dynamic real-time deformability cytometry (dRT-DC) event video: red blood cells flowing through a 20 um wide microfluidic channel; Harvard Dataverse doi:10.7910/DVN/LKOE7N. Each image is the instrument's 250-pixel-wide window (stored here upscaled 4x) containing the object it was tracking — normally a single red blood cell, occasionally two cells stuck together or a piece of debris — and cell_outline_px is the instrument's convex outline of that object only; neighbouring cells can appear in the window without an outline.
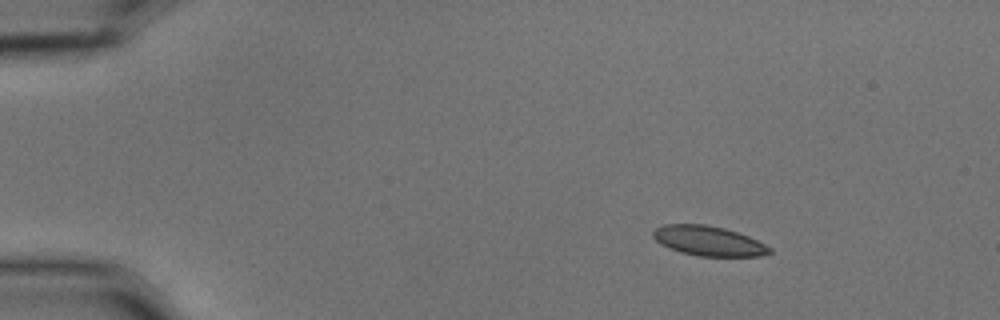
{"species": "common noctule bat (a hibernating species)", "species_latin": "Nyctalus noctula", "temperature_condition": "cold", "stored_images_in_passage": 5, "camera_frame_rate_fps": 3000, "um_per_image_px": 0.085, "animal": {"sex": "male", "body_mass_g": 15.6}, "frame": {"image": 1, "passage_image": 2, "time_ms": 0.333, "image_size_px": [1000, 320], "cell_outline_px": [[772, 252], [760, 256], [696, 256], [680, 252], [668, 248], [660, 244], [652, 236], [652, 232], [656, 228], [664, 224], [704, 224], [724, 228], [748, 236], [772, 248]], "centroid_in_image_um": [60.19, 20.48], "position_along_channel_um": 24.8, "area_um2": 20.23}}
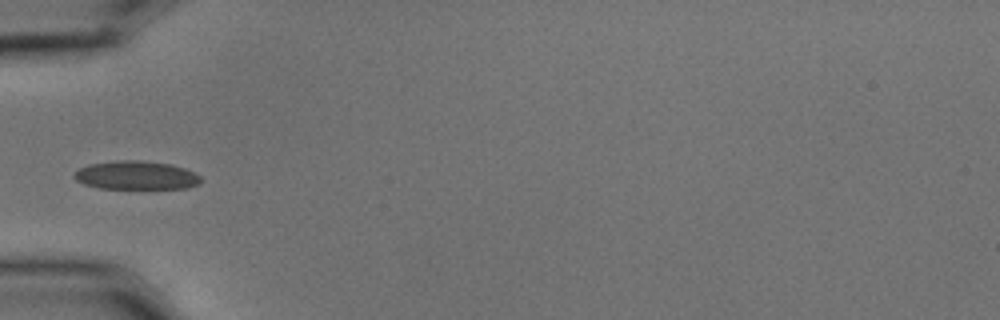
{"frame": {"image": 2, "passage_image": 5, "time_ms": 1.333, "image_size_px": [1000, 320], "cell_outline_px": [[204, 180], [200, 184], [188, 188], [100, 188], [84, 184], [76, 180], [72, 176], [72, 172], [88, 164], [116, 160], [140, 160], [172, 164], [196, 172]], "centroid_in_image_um": [11.59, 14.89], "position_along_channel_um": 73.4, "area_um2": 21.39}}